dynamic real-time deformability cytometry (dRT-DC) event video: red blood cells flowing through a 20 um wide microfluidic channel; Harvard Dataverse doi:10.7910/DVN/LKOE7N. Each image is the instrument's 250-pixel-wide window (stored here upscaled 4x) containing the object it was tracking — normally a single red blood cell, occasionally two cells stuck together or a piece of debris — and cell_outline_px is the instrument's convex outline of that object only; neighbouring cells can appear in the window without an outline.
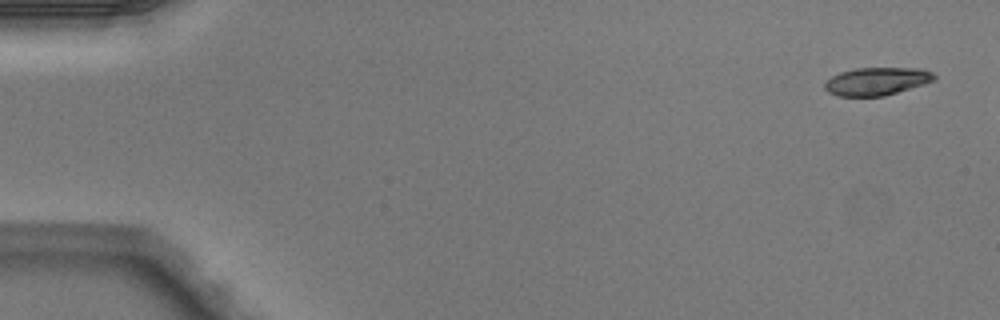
{"species": "Egyptian fruit bat (a non-hibernating species)", "species_latin": "Rousettus aegyptiacus", "temperature_condition": "warm", "stored_images_in_passage": 3, "camera_frame_rate_fps": 3000, "um_per_image_px": 0.085, "animal": {"sex": "male"}, "frame": {"image": 1, "passage_image": 1, "time_ms": 0.0, "image_size_px": [1000, 320], "cell_outline_px": [[936, 80], [924, 84], [884, 96], [836, 96], [828, 92], [824, 88], [824, 84], [832, 76], [840, 72], [856, 68], [924, 68], [932, 72], [936, 76]], "centroid_in_image_um": [74.54, 6.9], "position_along_channel_um": 10.5, "area_um2": 17.86}}